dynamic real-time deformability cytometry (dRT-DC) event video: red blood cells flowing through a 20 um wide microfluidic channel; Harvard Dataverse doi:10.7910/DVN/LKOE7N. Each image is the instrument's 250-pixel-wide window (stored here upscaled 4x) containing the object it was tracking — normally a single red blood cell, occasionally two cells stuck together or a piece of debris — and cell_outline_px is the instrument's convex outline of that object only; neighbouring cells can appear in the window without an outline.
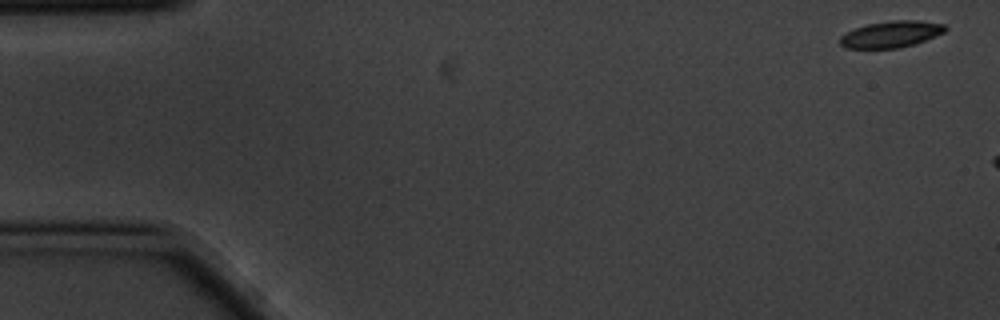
{"species": "common noctule bat (a hibernating species)", "species_latin": "Nyctalus noctula", "temperature_condition": "cold", "stored_images_in_passage": 3, "camera_frame_rate_fps": 3000, "um_per_image_px": 0.085, "animal": {"sex": "male", "body_mass_g": 20.1, "forearm_length_mm": 53.5}, "frame": {"image": 1, "passage_image": 1, "time_ms": 0.0, "image_size_px": [1000, 320], "cell_outline_px": [[948, 28], [944, 32], [924, 40], [912, 44], [896, 48], [844, 48], [840, 44], [840, 36], [844, 32], [868, 24], [892, 20], [916, 20], [944, 24]], "centroid_in_image_um": [75.71, 2.9], "position_along_channel_um": 9.3, "area_um2": 16.07}}